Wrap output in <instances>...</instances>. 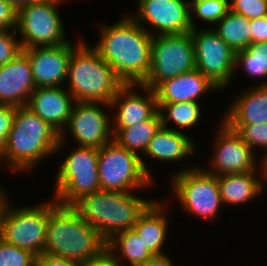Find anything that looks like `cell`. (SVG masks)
I'll return each mask as SVG.
<instances>
[{
	"label": "cell",
	"mask_w": 267,
	"mask_h": 266,
	"mask_svg": "<svg viewBox=\"0 0 267 266\" xmlns=\"http://www.w3.org/2000/svg\"><path fill=\"white\" fill-rule=\"evenodd\" d=\"M191 12H195L196 17L216 24L220 21L230 10L229 0H203L197 1L190 5Z\"/></svg>",
	"instance_id": "f546056e"
},
{
	"label": "cell",
	"mask_w": 267,
	"mask_h": 266,
	"mask_svg": "<svg viewBox=\"0 0 267 266\" xmlns=\"http://www.w3.org/2000/svg\"><path fill=\"white\" fill-rule=\"evenodd\" d=\"M106 249L107 241L71 206L59 204L50 213L44 254L84 263Z\"/></svg>",
	"instance_id": "3957f363"
},
{
	"label": "cell",
	"mask_w": 267,
	"mask_h": 266,
	"mask_svg": "<svg viewBox=\"0 0 267 266\" xmlns=\"http://www.w3.org/2000/svg\"><path fill=\"white\" fill-rule=\"evenodd\" d=\"M157 106L163 127H166L167 122L171 119L174 123L180 126V128L189 129L190 127L195 126L200 119L201 111L198 102L157 103Z\"/></svg>",
	"instance_id": "83f0119b"
},
{
	"label": "cell",
	"mask_w": 267,
	"mask_h": 266,
	"mask_svg": "<svg viewBox=\"0 0 267 266\" xmlns=\"http://www.w3.org/2000/svg\"><path fill=\"white\" fill-rule=\"evenodd\" d=\"M197 30L193 28L190 31L194 44L196 69L219 90L223 89L230 84L236 70V53L214 29Z\"/></svg>",
	"instance_id": "7c38bea8"
},
{
	"label": "cell",
	"mask_w": 267,
	"mask_h": 266,
	"mask_svg": "<svg viewBox=\"0 0 267 266\" xmlns=\"http://www.w3.org/2000/svg\"><path fill=\"white\" fill-rule=\"evenodd\" d=\"M195 68L194 44L190 32L153 35L151 67L141 85L154 90L161 82Z\"/></svg>",
	"instance_id": "ba28073f"
},
{
	"label": "cell",
	"mask_w": 267,
	"mask_h": 266,
	"mask_svg": "<svg viewBox=\"0 0 267 266\" xmlns=\"http://www.w3.org/2000/svg\"><path fill=\"white\" fill-rule=\"evenodd\" d=\"M36 256L0 238V266H36Z\"/></svg>",
	"instance_id": "4dcf8cb0"
},
{
	"label": "cell",
	"mask_w": 267,
	"mask_h": 266,
	"mask_svg": "<svg viewBox=\"0 0 267 266\" xmlns=\"http://www.w3.org/2000/svg\"><path fill=\"white\" fill-rule=\"evenodd\" d=\"M194 143L178 129L161 126L145 151L151 158L162 161H179L193 154Z\"/></svg>",
	"instance_id": "7402d4cb"
},
{
	"label": "cell",
	"mask_w": 267,
	"mask_h": 266,
	"mask_svg": "<svg viewBox=\"0 0 267 266\" xmlns=\"http://www.w3.org/2000/svg\"><path fill=\"white\" fill-rule=\"evenodd\" d=\"M4 1L11 3L16 9H18L19 7L23 5L30 4L32 2L41 1V0H4Z\"/></svg>",
	"instance_id": "b9f144b4"
},
{
	"label": "cell",
	"mask_w": 267,
	"mask_h": 266,
	"mask_svg": "<svg viewBox=\"0 0 267 266\" xmlns=\"http://www.w3.org/2000/svg\"><path fill=\"white\" fill-rule=\"evenodd\" d=\"M173 190L187 213L212 219L222 204L217 176L197 167L179 171Z\"/></svg>",
	"instance_id": "8fae6325"
},
{
	"label": "cell",
	"mask_w": 267,
	"mask_h": 266,
	"mask_svg": "<svg viewBox=\"0 0 267 266\" xmlns=\"http://www.w3.org/2000/svg\"><path fill=\"white\" fill-rule=\"evenodd\" d=\"M219 89L196 68L161 82L155 89L157 103L197 102L206 91Z\"/></svg>",
	"instance_id": "ffe728a7"
},
{
	"label": "cell",
	"mask_w": 267,
	"mask_h": 266,
	"mask_svg": "<svg viewBox=\"0 0 267 266\" xmlns=\"http://www.w3.org/2000/svg\"><path fill=\"white\" fill-rule=\"evenodd\" d=\"M70 43L22 50L30 60L36 88L60 87L65 82L70 56L77 48Z\"/></svg>",
	"instance_id": "2e32d148"
},
{
	"label": "cell",
	"mask_w": 267,
	"mask_h": 266,
	"mask_svg": "<svg viewBox=\"0 0 267 266\" xmlns=\"http://www.w3.org/2000/svg\"><path fill=\"white\" fill-rule=\"evenodd\" d=\"M35 89L32 66L23 51L0 66V104L26 106Z\"/></svg>",
	"instance_id": "e0dca14e"
},
{
	"label": "cell",
	"mask_w": 267,
	"mask_h": 266,
	"mask_svg": "<svg viewBox=\"0 0 267 266\" xmlns=\"http://www.w3.org/2000/svg\"><path fill=\"white\" fill-rule=\"evenodd\" d=\"M221 123L219 138L215 143L216 152L212 159V168L214 170L210 168V170L205 171L218 176L257 170L255 169L256 158L253 153L254 150L225 121Z\"/></svg>",
	"instance_id": "9a60e30c"
},
{
	"label": "cell",
	"mask_w": 267,
	"mask_h": 266,
	"mask_svg": "<svg viewBox=\"0 0 267 266\" xmlns=\"http://www.w3.org/2000/svg\"><path fill=\"white\" fill-rule=\"evenodd\" d=\"M236 67L242 65L250 76L266 78L267 76V58L255 45L236 53Z\"/></svg>",
	"instance_id": "f1b7e54d"
},
{
	"label": "cell",
	"mask_w": 267,
	"mask_h": 266,
	"mask_svg": "<svg viewBox=\"0 0 267 266\" xmlns=\"http://www.w3.org/2000/svg\"><path fill=\"white\" fill-rule=\"evenodd\" d=\"M263 158H262V160H261V162L262 163H260L261 164V173H262V179H266L267 180V152H266V154H265V156H262Z\"/></svg>",
	"instance_id": "7bdbcfd3"
},
{
	"label": "cell",
	"mask_w": 267,
	"mask_h": 266,
	"mask_svg": "<svg viewBox=\"0 0 267 266\" xmlns=\"http://www.w3.org/2000/svg\"><path fill=\"white\" fill-rule=\"evenodd\" d=\"M141 87L146 91L144 95L137 94L135 88ZM111 107H118L115 124L111 128H128L141 121L150 119L157 111L156 95L153 89L141 84H125L111 101Z\"/></svg>",
	"instance_id": "ac0fdd59"
},
{
	"label": "cell",
	"mask_w": 267,
	"mask_h": 266,
	"mask_svg": "<svg viewBox=\"0 0 267 266\" xmlns=\"http://www.w3.org/2000/svg\"><path fill=\"white\" fill-rule=\"evenodd\" d=\"M16 108V106L0 104V155L3 153L6 147Z\"/></svg>",
	"instance_id": "e575fe53"
},
{
	"label": "cell",
	"mask_w": 267,
	"mask_h": 266,
	"mask_svg": "<svg viewBox=\"0 0 267 266\" xmlns=\"http://www.w3.org/2000/svg\"><path fill=\"white\" fill-rule=\"evenodd\" d=\"M83 266H122L115 256L106 249L99 257L83 263ZM124 266V265H123Z\"/></svg>",
	"instance_id": "f35d334b"
},
{
	"label": "cell",
	"mask_w": 267,
	"mask_h": 266,
	"mask_svg": "<svg viewBox=\"0 0 267 266\" xmlns=\"http://www.w3.org/2000/svg\"><path fill=\"white\" fill-rule=\"evenodd\" d=\"M186 0H138V19L157 28L159 34H182L196 28Z\"/></svg>",
	"instance_id": "5bb4252c"
},
{
	"label": "cell",
	"mask_w": 267,
	"mask_h": 266,
	"mask_svg": "<svg viewBox=\"0 0 267 266\" xmlns=\"http://www.w3.org/2000/svg\"><path fill=\"white\" fill-rule=\"evenodd\" d=\"M16 25L17 9L11 3L0 0V30H13Z\"/></svg>",
	"instance_id": "d590c367"
},
{
	"label": "cell",
	"mask_w": 267,
	"mask_h": 266,
	"mask_svg": "<svg viewBox=\"0 0 267 266\" xmlns=\"http://www.w3.org/2000/svg\"><path fill=\"white\" fill-rule=\"evenodd\" d=\"M197 1H203V0H192V1L188 2V3L191 5L192 3L197 2Z\"/></svg>",
	"instance_id": "f6af8a7d"
},
{
	"label": "cell",
	"mask_w": 267,
	"mask_h": 266,
	"mask_svg": "<svg viewBox=\"0 0 267 266\" xmlns=\"http://www.w3.org/2000/svg\"><path fill=\"white\" fill-rule=\"evenodd\" d=\"M69 93L76 101L111 104L125 85L112 67L94 48L79 41L68 62Z\"/></svg>",
	"instance_id": "5b68a950"
},
{
	"label": "cell",
	"mask_w": 267,
	"mask_h": 266,
	"mask_svg": "<svg viewBox=\"0 0 267 266\" xmlns=\"http://www.w3.org/2000/svg\"><path fill=\"white\" fill-rule=\"evenodd\" d=\"M255 171L239 174L218 175L221 200L223 204H242L261 194L264 180L256 178Z\"/></svg>",
	"instance_id": "cb8c5ba5"
},
{
	"label": "cell",
	"mask_w": 267,
	"mask_h": 266,
	"mask_svg": "<svg viewBox=\"0 0 267 266\" xmlns=\"http://www.w3.org/2000/svg\"><path fill=\"white\" fill-rule=\"evenodd\" d=\"M152 202L131 192L99 190L79 198L71 207L108 241L115 234L132 229Z\"/></svg>",
	"instance_id": "277c9868"
},
{
	"label": "cell",
	"mask_w": 267,
	"mask_h": 266,
	"mask_svg": "<svg viewBox=\"0 0 267 266\" xmlns=\"http://www.w3.org/2000/svg\"><path fill=\"white\" fill-rule=\"evenodd\" d=\"M217 24L215 31L235 53L251 46L250 19L229 10Z\"/></svg>",
	"instance_id": "484cf974"
},
{
	"label": "cell",
	"mask_w": 267,
	"mask_h": 266,
	"mask_svg": "<svg viewBox=\"0 0 267 266\" xmlns=\"http://www.w3.org/2000/svg\"><path fill=\"white\" fill-rule=\"evenodd\" d=\"M162 126L161 116L157 111L150 119L141 121L128 128H112L113 140L128 151L136 154L145 153L149 142Z\"/></svg>",
	"instance_id": "d4e9b609"
},
{
	"label": "cell",
	"mask_w": 267,
	"mask_h": 266,
	"mask_svg": "<svg viewBox=\"0 0 267 266\" xmlns=\"http://www.w3.org/2000/svg\"><path fill=\"white\" fill-rule=\"evenodd\" d=\"M230 11L250 20L267 16V0H229Z\"/></svg>",
	"instance_id": "d6a6232c"
},
{
	"label": "cell",
	"mask_w": 267,
	"mask_h": 266,
	"mask_svg": "<svg viewBox=\"0 0 267 266\" xmlns=\"http://www.w3.org/2000/svg\"><path fill=\"white\" fill-rule=\"evenodd\" d=\"M63 89L61 87L36 88L26 105L43 121L56 129L60 137H65L62 126H67L75 102L68 90Z\"/></svg>",
	"instance_id": "d6986e66"
},
{
	"label": "cell",
	"mask_w": 267,
	"mask_h": 266,
	"mask_svg": "<svg viewBox=\"0 0 267 266\" xmlns=\"http://www.w3.org/2000/svg\"><path fill=\"white\" fill-rule=\"evenodd\" d=\"M7 196L5 195V192H3V189L0 188V221L3 215V212L6 208V205L8 204Z\"/></svg>",
	"instance_id": "60d3db41"
},
{
	"label": "cell",
	"mask_w": 267,
	"mask_h": 266,
	"mask_svg": "<svg viewBox=\"0 0 267 266\" xmlns=\"http://www.w3.org/2000/svg\"><path fill=\"white\" fill-rule=\"evenodd\" d=\"M251 45L267 42V16L251 20Z\"/></svg>",
	"instance_id": "8d00e7d4"
},
{
	"label": "cell",
	"mask_w": 267,
	"mask_h": 266,
	"mask_svg": "<svg viewBox=\"0 0 267 266\" xmlns=\"http://www.w3.org/2000/svg\"><path fill=\"white\" fill-rule=\"evenodd\" d=\"M234 103V104H233ZM232 103L223 117L228 125L267 123V83L243 92Z\"/></svg>",
	"instance_id": "44dd1931"
},
{
	"label": "cell",
	"mask_w": 267,
	"mask_h": 266,
	"mask_svg": "<svg viewBox=\"0 0 267 266\" xmlns=\"http://www.w3.org/2000/svg\"><path fill=\"white\" fill-rule=\"evenodd\" d=\"M107 249L115 256L116 260L124 258L130 266H139L155 256L142 242L133 229L121 231L107 241ZM117 249V251H116ZM120 249V250H119ZM121 251L118 257L115 255Z\"/></svg>",
	"instance_id": "4316f807"
},
{
	"label": "cell",
	"mask_w": 267,
	"mask_h": 266,
	"mask_svg": "<svg viewBox=\"0 0 267 266\" xmlns=\"http://www.w3.org/2000/svg\"><path fill=\"white\" fill-rule=\"evenodd\" d=\"M17 33L16 29H13V33H10L9 30H0V66L8 63L22 52L20 41L15 39Z\"/></svg>",
	"instance_id": "836d02e7"
},
{
	"label": "cell",
	"mask_w": 267,
	"mask_h": 266,
	"mask_svg": "<svg viewBox=\"0 0 267 266\" xmlns=\"http://www.w3.org/2000/svg\"><path fill=\"white\" fill-rule=\"evenodd\" d=\"M255 46L260 49V51L264 54V56L267 58V42H261L258 44H255Z\"/></svg>",
	"instance_id": "ee69618b"
},
{
	"label": "cell",
	"mask_w": 267,
	"mask_h": 266,
	"mask_svg": "<svg viewBox=\"0 0 267 266\" xmlns=\"http://www.w3.org/2000/svg\"><path fill=\"white\" fill-rule=\"evenodd\" d=\"M162 210V204L153 201L132 228L154 255H164L161 249L166 239L168 221Z\"/></svg>",
	"instance_id": "603a6c76"
},
{
	"label": "cell",
	"mask_w": 267,
	"mask_h": 266,
	"mask_svg": "<svg viewBox=\"0 0 267 266\" xmlns=\"http://www.w3.org/2000/svg\"><path fill=\"white\" fill-rule=\"evenodd\" d=\"M9 202L0 221V238L33 253L43 254L50 213L59 205L56 200L33 207L11 208Z\"/></svg>",
	"instance_id": "8992f818"
},
{
	"label": "cell",
	"mask_w": 267,
	"mask_h": 266,
	"mask_svg": "<svg viewBox=\"0 0 267 266\" xmlns=\"http://www.w3.org/2000/svg\"><path fill=\"white\" fill-rule=\"evenodd\" d=\"M63 140L56 129L27 106L17 107L0 161L6 160L13 171L30 169L45 156L59 150Z\"/></svg>",
	"instance_id": "7a4b0ae2"
},
{
	"label": "cell",
	"mask_w": 267,
	"mask_h": 266,
	"mask_svg": "<svg viewBox=\"0 0 267 266\" xmlns=\"http://www.w3.org/2000/svg\"><path fill=\"white\" fill-rule=\"evenodd\" d=\"M76 104V105H75ZM73 106L68 131L80 146L101 148L113 139L112 125L99 104L103 102L76 101ZM99 105V106H98Z\"/></svg>",
	"instance_id": "4fadbf2b"
},
{
	"label": "cell",
	"mask_w": 267,
	"mask_h": 266,
	"mask_svg": "<svg viewBox=\"0 0 267 266\" xmlns=\"http://www.w3.org/2000/svg\"><path fill=\"white\" fill-rule=\"evenodd\" d=\"M252 149V146L264 147L267 152V123L249 125H229Z\"/></svg>",
	"instance_id": "1f68e13d"
},
{
	"label": "cell",
	"mask_w": 267,
	"mask_h": 266,
	"mask_svg": "<svg viewBox=\"0 0 267 266\" xmlns=\"http://www.w3.org/2000/svg\"><path fill=\"white\" fill-rule=\"evenodd\" d=\"M139 266H173L171 259L164 255H155Z\"/></svg>",
	"instance_id": "ab89813d"
},
{
	"label": "cell",
	"mask_w": 267,
	"mask_h": 266,
	"mask_svg": "<svg viewBox=\"0 0 267 266\" xmlns=\"http://www.w3.org/2000/svg\"><path fill=\"white\" fill-rule=\"evenodd\" d=\"M36 266H83V263L43 253L36 258Z\"/></svg>",
	"instance_id": "74e56055"
},
{
	"label": "cell",
	"mask_w": 267,
	"mask_h": 266,
	"mask_svg": "<svg viewBox=\"0 0 267 266\" xmlns=\"http://www.w3.org/2000/svg\"><path fill=\"white\" fill-rule=\"evenodd\" d=\"M64 1V0H63ZM61 0H41L17 9L16 31L22 34V49L66 44L57 4Z\"/></svg>",
	"instance_id": "30bf717a"
},
{
	"label": "cell",
	"mask_w": 267,
	"mask_h": 266,
	"mask_svg": "<svg viewBox=\"0 0 267 266\" xmlns=\"http://www.w3.org/2000/svg\"><path fill=\"white\" fill-rule=\"evenodd\" d=\"M56 177L54 199L63 206H71L79 198L99 191L98 148H76L65 158Z\"/></svg>",
	"instance_id": "9c48e42d"
},
{
	"label": "cell",
	"mask_w": 267,
	"mask_h": 266,
	"mask_svg": "<svg viewBox=\"0 0 267 266\" xmlns=\"http://www.w3.org/2000/svg\"><path fill=\"white\" fill-rule=\"evenodd\" d=\"M129 16L112 26L101 27L100 42L93 46L125 84H141L151 67L154 33Z\"/></svg>",
	"instance_id": "6da1fadb"
},
{
	"label": "cell",
	"mask_w": 267,
	"mask_h": 266,
	"mask_svg": "<svg viewBox=\"0 0 267 266\" xmlns=\"http://www.w3.org/2000/svg\"><path fill=\"white\" fill-rule=\"evenodd\" d=\"M148 170L139 154L128 151L113 139L98 148L100 190L130 192L145 187L152 181Z\"/></svg>",
	"instance_id": "52a82bcc"
}]
</instances>
